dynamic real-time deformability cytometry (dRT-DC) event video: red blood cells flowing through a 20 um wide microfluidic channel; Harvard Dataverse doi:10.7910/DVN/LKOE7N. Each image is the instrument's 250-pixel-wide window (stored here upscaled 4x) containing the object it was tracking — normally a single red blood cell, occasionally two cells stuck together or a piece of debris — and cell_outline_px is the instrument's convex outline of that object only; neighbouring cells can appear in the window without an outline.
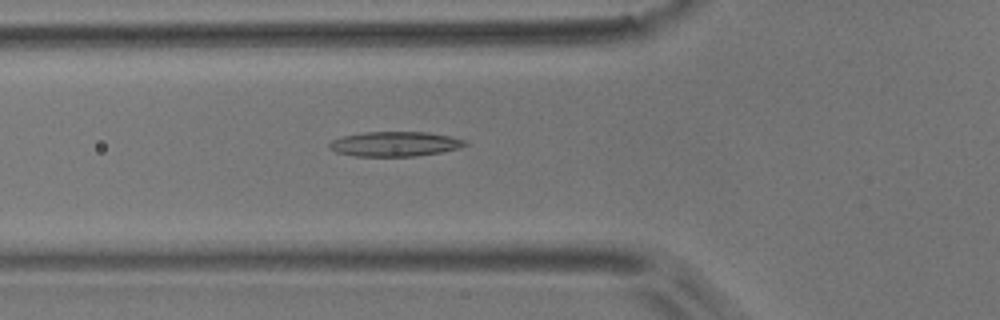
{"species": "common noctule bat (a hibernating species)", "species_latin": "Nyctalus noctula", "temperature_condition": "room temperature", "stored_images_in_passage": 54, "camera_frame_rate_fps": 3000, "um_per_image_px": 0.085, "animal": {"sex": "male", "body_mass_g": 17.9}, "frame": {"image": 1, "passage_image": 19, "time_ms": 6.0, "image_size_px": [1000, 320], "cell_outline_px": [[468, 144], [460, 148], [440, 152], [416, 156], [352, 156], [336, 152], [328, 148], [328, 144], [332, 140], [344, 136], [364, 132], [428, 132], [468, 140]], "centroid_in_image_um": [33.57, 12.24], "position_along_channel_um": 92.2, "area_um2": 19.65}}
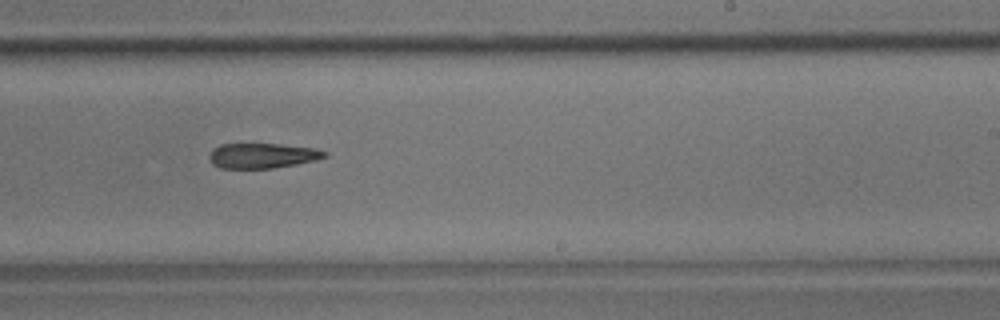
{"frame": {"image": 2, "passage_image": 33, "time_ms": 10.667, "image_size_px": [1000, 320], "cell_outline_px": [[328, 156], [316, 160], [296, 164], [272, 168], [220, 168], [212, 164], [208, 160], [208, 156], [212, 148], [220, 144], [276, 144], [316, 148], [328, 152]], "centroid_in_image_um": [22.28, 13.23], "position_along_channel_um": 266.7, "area_um2": 16.99}}
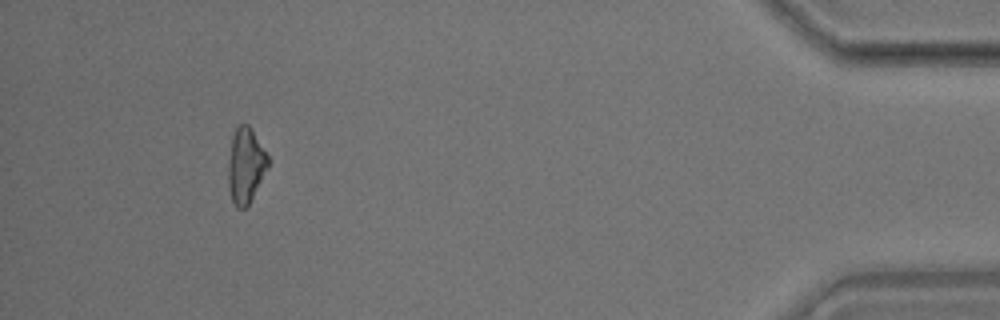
{"frame": {"image": 3, "passage_image": 50, "time_ms": 16.333, "image_size_px": [1000, 320], "cell_outline_px": [[268, 168], [248, 204], [244, 208], [236, 208], [232, 200], [228, 188], [228, 164], [232, 136], [236, 124], [248, 124], [268, 156]], "centroid_in_image_um": [20.85, 14.05], "position_along_channel_um": 414.3, "area_um2": 17.28}, "authors_computed_cell_mechanics": {"area_um2": 18.5249, "velocity_mm_per_s": 3.7315, "shape_relaxation_time_tau1_ms": 6.6142, "shape_relaxation_time_tau2_ms": null, "deformation_change_tau1": 0.1336, "deformation_change_tau2": null}}